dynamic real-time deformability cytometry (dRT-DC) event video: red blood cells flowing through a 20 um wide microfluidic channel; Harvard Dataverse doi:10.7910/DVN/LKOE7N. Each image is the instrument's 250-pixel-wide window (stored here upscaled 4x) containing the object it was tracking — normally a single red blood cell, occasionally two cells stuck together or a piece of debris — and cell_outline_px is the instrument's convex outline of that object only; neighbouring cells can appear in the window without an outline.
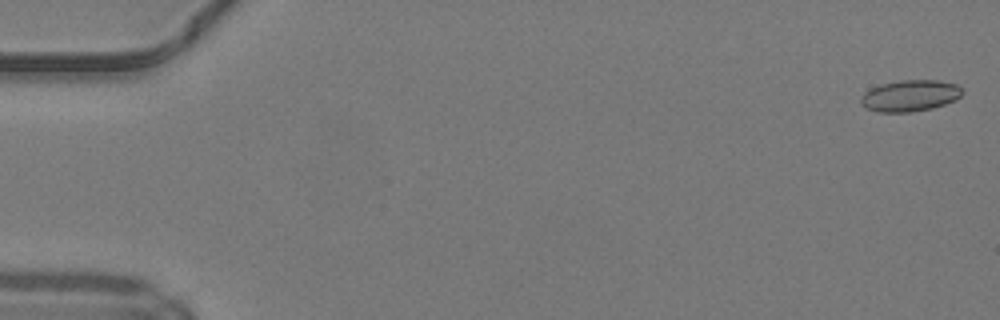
{"species": "common noctule bat (a hibernating species)", "species_latin": "Nyctalus noctula", "temperature_condition": "warm", "stored_images_in_passage": 11, "camera_frame_rate_fps": 3000, "um_per_image_px": 0.085, "animal": {"sex": "male", "body_mass_g": 19.2, "forearm_length_mm": 51.8}, "frame": {"image": 1, "passage_image": 1, "time_ms": 0.0, "image_size_px": [1000, 320], "cell_outline_px": [[964, 92], [956, 100], [932, 108], [912, 112], [880, 112], [864, 108], [860, 104], [860, 100], [864, 92], [880, 84], [900, 80], [936, 80], [956, 84]], "centroid_in_image_um": [77.33, 8.14], "position_along_channel_um": 7.7, "area_um2": 18.61}}